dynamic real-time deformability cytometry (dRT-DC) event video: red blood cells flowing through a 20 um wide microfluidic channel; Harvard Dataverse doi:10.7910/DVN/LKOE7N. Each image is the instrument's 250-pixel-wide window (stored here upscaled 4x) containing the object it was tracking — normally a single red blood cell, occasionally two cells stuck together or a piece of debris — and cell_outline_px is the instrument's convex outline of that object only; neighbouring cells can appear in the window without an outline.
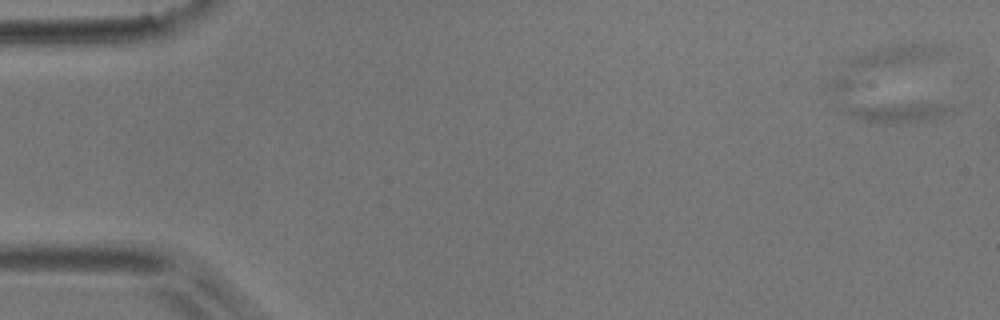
{"species": "common noctule bat (a hibernating species)", "species_latin": "Nyctalus noctula", "temperature_condition": "room temperature", "stored_images_in_passage": 9, "segment_of_instrument_passage": [1, 2], "camera_frame_rate_fps": 3000, "um_per_image_px": 0.085, "animal": {"sex": "male", "body_mass_g": 17.9}, "frame": {"image": 1, "passage_image": 1, "time_ms": 0.0, "image_size_px": [1000, 320], "cell_outline_px": [[960, 108], [944, 116], [932, 120], [912, 124], [892, 124], [864, 120], [848, 116], [840, 108], [848, 104], [952, 104]], "centroid_in_image_um": [76.37, 9.56], "position_along_channel_um": 8.6, "area_um2": 13.12}}